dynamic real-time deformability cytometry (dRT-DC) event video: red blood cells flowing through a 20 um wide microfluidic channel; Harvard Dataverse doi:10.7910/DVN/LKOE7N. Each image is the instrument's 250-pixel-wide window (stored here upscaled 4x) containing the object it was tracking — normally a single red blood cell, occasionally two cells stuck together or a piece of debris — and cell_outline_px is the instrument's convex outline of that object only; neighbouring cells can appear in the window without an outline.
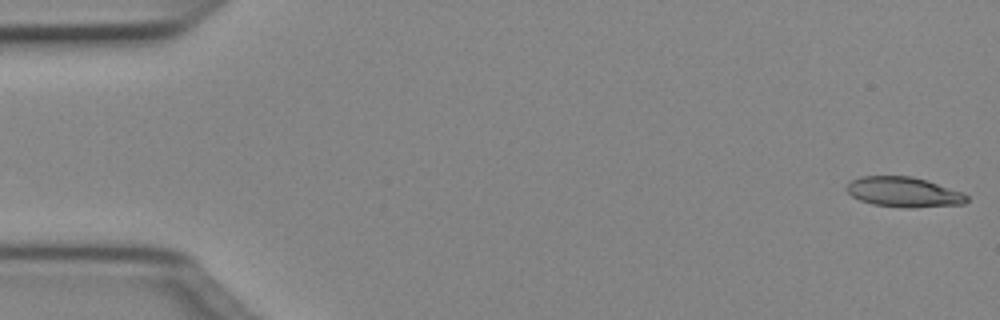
{"species": "Egyptian fruit bat (a non-hibernating species)", "species_latin": "Rousettus aegyptiacus", "temperature_condition": "cold", "stored_images_in_passage": 50, "camera_frame_rate_fps": 3000, "um_per_image_px": 0.085, "animal": {"sex": "female"}, "frame": {"image": 1, "passage_image": 1, "time_ms": 0.0, "image_size_px": [1000, 320], "cell_outline_px": [[968, 200], [964, 204], [912, 208], [908, 208], [872, 204], [860, 200], [852, 196], [844, 188], [852, 180], [860, 176], [912, 176], [964, 192], [968, 196]], "centroid_in_image_um": [76.83, 16.33], "position_along_channel_um": 8.2, "area_um2": 21.1}}
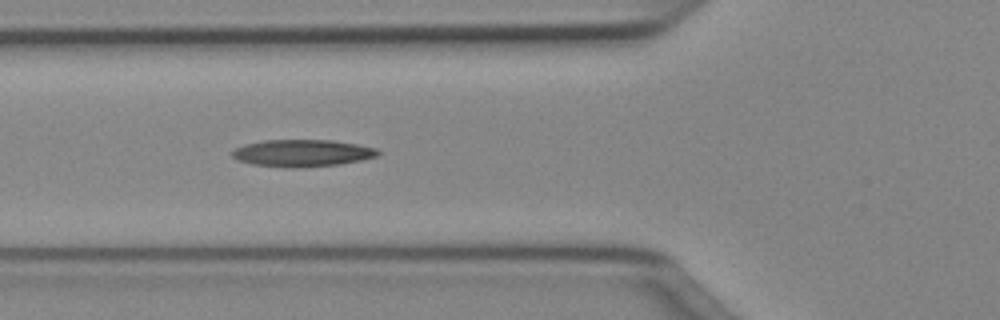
{"frame": {"image": 2, "passage_image": 18, "time_ms": 5.667, "image_size_px": [1000, 320], "cell_outline_px": [[380, 152], [376, 156], [360, 160], [340, 164], [304, 168], [292, 168], [252, 164], [236, 160], [232, 156], [232, 152], [236, 148], [244, 144], [264, 140], [332, 140], [356, 144], [376, 148]], "centroid_in_image_um": [25.67, 13.02], "position_along_channel_um": 100.1, "area_um2": 23.0}}
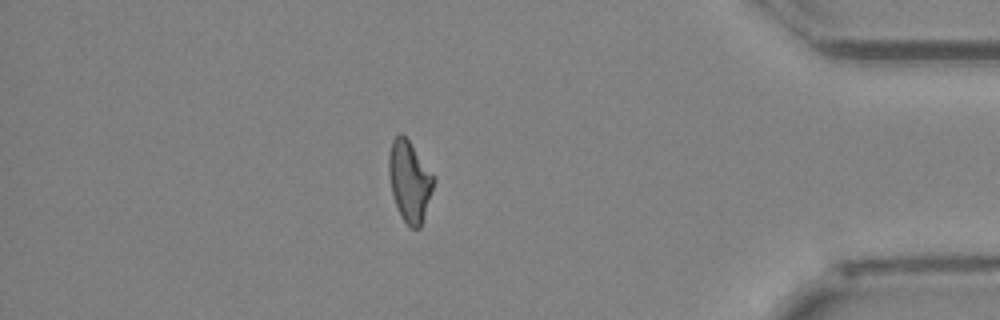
{"frame": {"image": 3, "passage_image": 43, "time_ms": 14.0, "image_size_px": [1000, 320], "cell_outline_px": [[436, 180], [420, 228], [412, 228], [404, 220], [396, 204], [392, 192], [388, 172], [388, 156], [392, 140], [400, 132], [408, 140]], "centroid_in_image_um": [34.8, 15.39], "position_along_channel_um": 400.4, "area_um2": 20.58}, "authors_computed_cell_mechanics": {"area_um2": 21.5883, "velocity_mm_per_s": 4.0529, "shape_relaxation_time_tau1_ms": 6.6925, "shape_relaxation_time_tau2_ms": 8.0187, "deformation_change_tau1": 0.2025, "deformation_change_tau2": 0.2191}}